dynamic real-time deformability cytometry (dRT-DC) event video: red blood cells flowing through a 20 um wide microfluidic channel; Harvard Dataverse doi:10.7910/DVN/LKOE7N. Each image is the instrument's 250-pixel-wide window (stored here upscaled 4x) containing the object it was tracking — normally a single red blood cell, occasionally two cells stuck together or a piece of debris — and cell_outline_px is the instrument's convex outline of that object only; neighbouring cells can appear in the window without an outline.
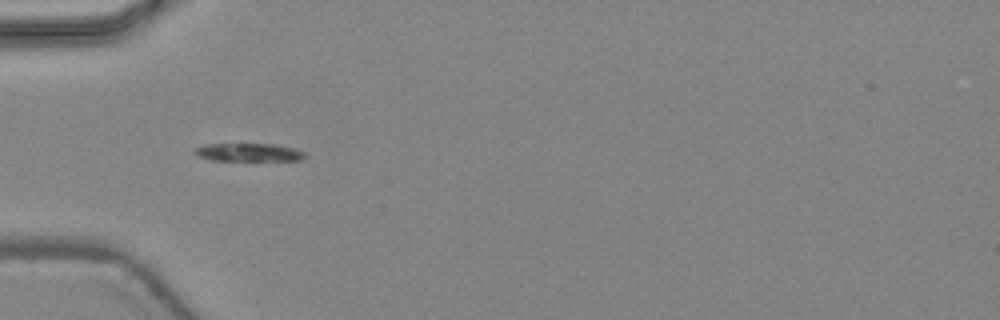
{"species": "common noctule bat (a hibernating species)", "species_latin": "Nyctalus noctula", "temperature_condition": "warm", "stored_images_in_passage": 1, "camera_frame_rate_fps": 3000, "um_per_image_px": 0.085, "animal": {"sex": "female", "body_mass_g": 24.6, "forearm_length_mm": 56.2}, "frame": {"image": 1, "passage_image": 1, "time_ms": 0.0, "image_size_px": [1000, 320], "cell_outline_px": [[308, 156], [304, 160], [212, 160], [200, 156], [192, 152], [196, 148], [204, 144], [272, 144], [296, 148], [308, 152]], "centroid_in_image_um": [21.24, 12.94], "position_along_channel_um": 63.8, "area_um2": 11.68}}